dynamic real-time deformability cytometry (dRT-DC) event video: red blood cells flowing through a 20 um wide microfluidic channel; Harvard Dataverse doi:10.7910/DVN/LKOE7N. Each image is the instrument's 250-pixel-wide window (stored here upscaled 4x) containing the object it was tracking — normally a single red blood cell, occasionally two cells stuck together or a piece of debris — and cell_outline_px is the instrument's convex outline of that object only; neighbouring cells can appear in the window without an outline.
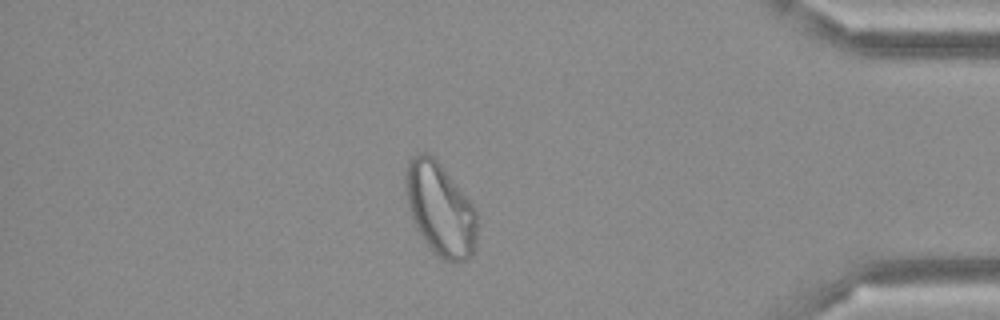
{"species": "Egyptian fruit bat (a non-hibernating species)", "species_latin": "Rousettus aegyptiacus", "temperature_condition": "cold", "stored_images_in_passage": 50, "camera_frame_rate_fps": 3000, "um_per_image_px": 0.085, "frame": {"image": 1, "passage_image": 43, "time_ms": 14.0, "image_size_px": [1000, 320], "cell_outline_px": [[476, 244], [472, 256], [464, 260], [444, 260], [424, 240], [416, 228], [408, 204], [404, 188], [404, 172], [408, 160], [412, 156], [420, 152], [428, 152], [440, 164], [476, 208]], "centroid_in_image_um": [37.39, 17.72], "position_along_channel_um": 397.8, "area_um2": 38.38}}
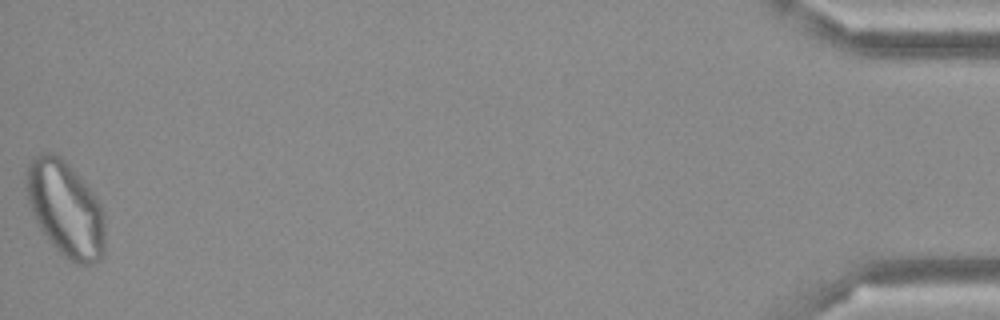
{"frame": {"image": 2, "passage_image": 50, "time_ms": 16.333, "image_size_px": [1000, 320], "cell_outline_px": [[104, 256], [100, 260], [92, 264], [76, 264], [68, 260], [52, 244], [36, 224], [28, 204], [24, 184], [28, 164], [40, 152], [56, 152], [80, 176], [100, 200], [104, 212]], "centroid_in_image_um": [5.56, 17.74], "position_along_channel_um": 429.6, "area_um2": 44.56}}